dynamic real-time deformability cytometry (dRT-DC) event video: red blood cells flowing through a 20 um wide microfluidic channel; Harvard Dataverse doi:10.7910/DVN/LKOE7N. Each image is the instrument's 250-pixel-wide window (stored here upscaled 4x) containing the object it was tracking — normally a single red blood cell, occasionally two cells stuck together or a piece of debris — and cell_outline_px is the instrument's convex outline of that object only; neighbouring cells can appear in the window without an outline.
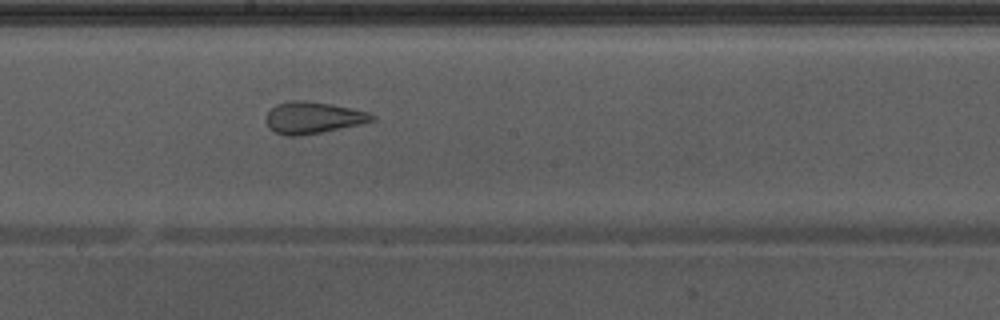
{"species": "Egyptian fruit bat (a non-hibernating species)", "species_latin": "Rousettus aegyptiacus", "temperature_condition": "warm", "stored_images_in_passage": 33, "camera_frame_rate_fps": 3000, "um_per_image_px": 0.085, "animal": {"sex": "male"}, "frame": {"image": 1, "passage_image": 15, "time_ms": 4.667, "image_size_px": [1000, 320], "cell_outline_px": [[376, 120], [320, 132], [300, 136], [288, 136], [276, 132], [268, 128], [264, 120], [268, 112], [276, 104], [292, 100], [304, 100], [332, 104], [368, 112], [376, 116]], "centroid_in_image_um": [26.56, 9.99], "position_along_channel_um": 221.6, "area_um2": 19.48}, "authors_computed_cell_mechanics": {"area_um2": 20.9236, "velocity_mm_per_s": 3.9536, "shape_relaxation_time_tau1_ms": null, "shape_relaxation_time_tau2_ms": 1.4126, "deformation_change_tau1": null, "deformation_change_tau2": 0.0996}}